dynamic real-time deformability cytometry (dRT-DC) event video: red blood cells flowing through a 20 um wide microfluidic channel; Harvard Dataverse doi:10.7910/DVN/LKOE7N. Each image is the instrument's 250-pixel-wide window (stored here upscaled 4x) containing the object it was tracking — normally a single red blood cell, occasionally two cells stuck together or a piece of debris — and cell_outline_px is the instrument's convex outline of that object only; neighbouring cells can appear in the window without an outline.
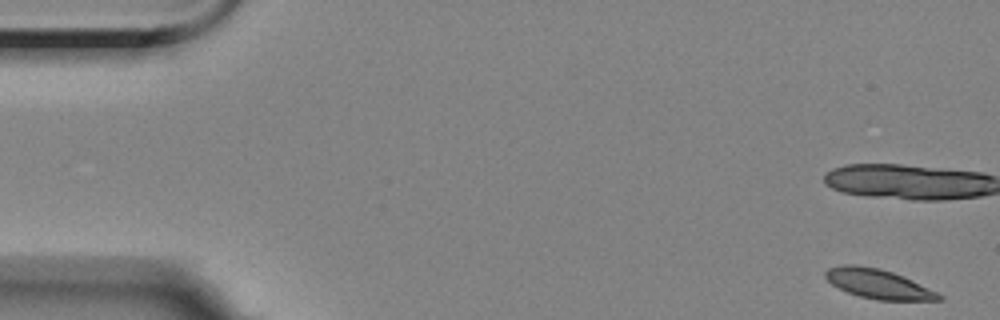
{"species": "Egyptian fruit bat (a non-hibernating species)", "species_latin": "Rousettus aegyptiacus", "temperature_condition": "room temperature", "stored_images_in_passage": 5, "camera_frame_rate_fps": 3000, "um_per_image_px": 0.085, "animal": {"sex": "female"}, "frame": {"image": 1, "passage_image": 1, "time_ms": 0.0, "image_size_px": [1000, 320], "cell_outline_px": [[944, 300], [876, 300], [860, 296], [848, 292], [832, 284], [824, 276], [824, 272], [828, 268], [840, 264], [856, 264], [880, 268], [892, 272], [912, 280], [944, 296]], "centroid_in_image_um": [74.62, 24.12], "position_along_channel_um": 10.4, "area_um2": 19.42}}